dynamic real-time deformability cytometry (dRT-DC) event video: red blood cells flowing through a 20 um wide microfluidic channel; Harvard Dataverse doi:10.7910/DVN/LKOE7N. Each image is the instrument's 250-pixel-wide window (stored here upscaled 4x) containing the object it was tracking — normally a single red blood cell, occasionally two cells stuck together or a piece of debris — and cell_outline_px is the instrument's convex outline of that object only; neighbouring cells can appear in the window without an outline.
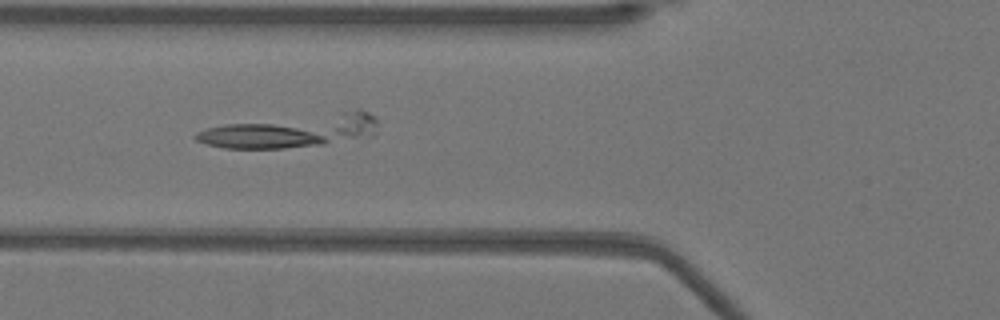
{"species": "Egyptian fruit bat (a non-hibernating species)", "species_latin": "Rousettus aegyptiacus", "temperature_condition": "warm", "stored_images_in_passage": 41, "segment_of_instrument_passage": [1, 2], "camera_frame_rate_fps": 3000, "um_per_image_px": 0.085, "animal": {"sex": "female"}, "frame": {"image": 1, "passage_image": 14, "time_ms": 4.333, "image_size_px": [1000, 320], "cell_outline_px": [[376, 132], [372, 136], [324, 144], [284, 148], [224, 148], [208, 144], [196, 140], [192, 136], [196, 132], [208, 128], [224, 124], [356, 108], [360, 108], [376, 116]], "centroid_in_image_um": [24.84, 11.09], "position_along_channel_um": 101.0, "area_um2": 35.55}}